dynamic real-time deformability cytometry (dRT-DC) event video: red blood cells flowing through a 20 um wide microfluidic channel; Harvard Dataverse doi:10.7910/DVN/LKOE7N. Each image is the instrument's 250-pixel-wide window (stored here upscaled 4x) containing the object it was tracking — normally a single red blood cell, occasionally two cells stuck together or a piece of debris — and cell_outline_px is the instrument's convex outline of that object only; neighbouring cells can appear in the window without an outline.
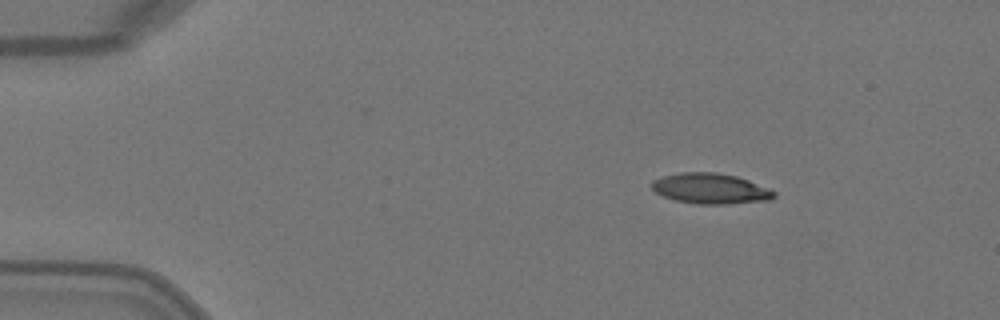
{"species": "Egyptian fruit bat (a non-hibernating species)", "species_latin": "Rousettus aegyptiacus", "temperature_condition": "warm", "stored_images_in_passage": 4, "camera_frame_rate_fps": 3000, "um_per_image_px": 0.085, "animal": {"sex": "female"}, "frame": {"image": 1, "passage_image": 2, "time_ms": 0.333, "image_size_px": [1000, 320], "cell_outline_px": [[776, 196], [772, 200], [728, 204], [696, 204], [676, 200], [664, 196], [656, 192], [652, 188], [652, 180], [664, 176], [680, 172], [716, 172], [736, 176], [748, 180], [768, 188], [776, 192]], "centroid_in_image_um": [60.42, 16.03], "position_along_channel_um": 24.6, "area_um2": 21.73}}